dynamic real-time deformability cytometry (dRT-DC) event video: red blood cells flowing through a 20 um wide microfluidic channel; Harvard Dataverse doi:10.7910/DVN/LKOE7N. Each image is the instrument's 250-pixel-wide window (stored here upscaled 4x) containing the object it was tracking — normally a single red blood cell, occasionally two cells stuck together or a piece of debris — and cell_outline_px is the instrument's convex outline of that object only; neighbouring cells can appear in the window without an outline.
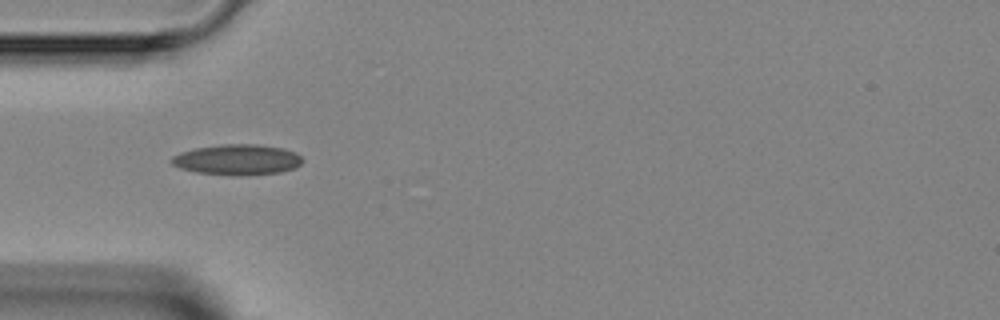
{"species": "Egyptian fruit bat (a non-hibernating species)", "species_latin": "Rousettus aegyptiacus", "temperature_condition": "room temperature", "stored_images_in_passage": 1, "camera_frame_rate_fps": 3000, "um_per_image_px": 0.085, "animal": {"sex": "female"}, "frame": {"image": 1, "passage_image": 1, "time_ms": 0.0, "image_size_px": [1000, 320], "cell_outline_px": [[304, 160], [296, 168], [280, 172], [248, 176], [232, 176], [196, 172], [180, 168], [172, 164], [168, 160], [172, 156], [180, 152], [196, 148], [220, 144], [256, 144], [284, 148], [296, 152]], "centroid_in_image_um": [20.17, 13.58], "position_along_channel_um": 64.8, "area_um2": 23.76}}